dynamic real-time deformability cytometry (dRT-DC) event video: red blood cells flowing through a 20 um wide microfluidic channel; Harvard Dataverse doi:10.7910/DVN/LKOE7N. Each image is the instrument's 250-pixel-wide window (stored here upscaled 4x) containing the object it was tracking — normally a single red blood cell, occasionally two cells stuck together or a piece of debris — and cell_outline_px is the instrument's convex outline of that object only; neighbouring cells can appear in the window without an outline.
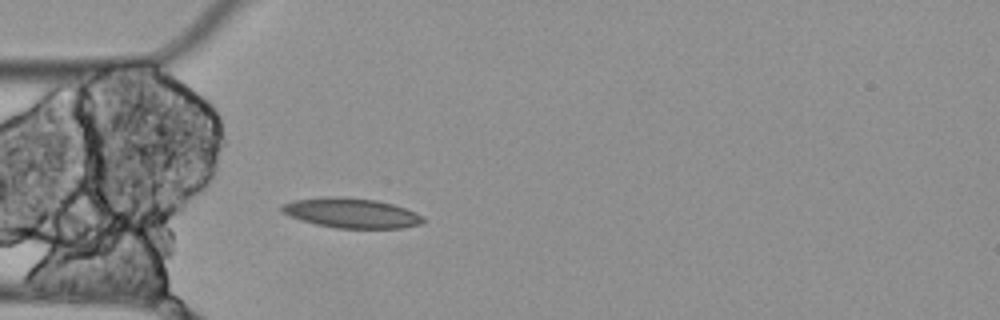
{"species": "Egyptian fruit bat (a non-hibernating species)", "species_latin": "Rousettus aegyptiacus", "temperature_condition": "cold", "stored_images_in_passage": 5, "camera_frame_rate_fps": 3000, "um_per_image_px": 0.085, "animal": {"sex": "female"}, "frame": {"image": 1, "passage_image": 5, "time_ms": 1.333, "image_size_px": [1000, 320], "cell_outline_px": [[428, 220], [420, 224], [400, 228], [336, 228], [316, 224], [280, 212], [280, 204], [296, 200], [324, 196], [344, 196], [376, 200], [392, 204], [416, 212], [424, 216]], "centroid_in_image_um": [29.88, 18.09], "position_along_channel_um": 55.1, "area_um2": 24.68}}